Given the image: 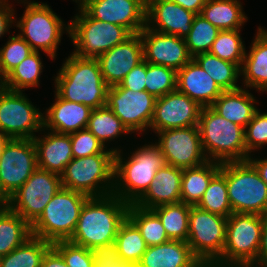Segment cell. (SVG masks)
I'll return each mask as SVG.
<instances>
[{"label": "cell", "instance_id": "4dcf8cb0", "mask_svg": "<svg viewBox=\"0 0 267 267\" xmlns=\"http://www.w3.org/2000/svg\"><path fill=\"white\" fill-rule=\"evenodd\" d=\"M31 236V225L5 203H0V255H7Z\"/></svg>", "mask_w": 267, "mask_h": 267}, {"label": "cell", "instance_id": "7bdbcfd3", "mask_svg": "<svg viewBox=\"0 0 267 267\" xmlns=\"http://www.w3.org/2000/svg\"><path fill=\"white\" fill-rule=\"evenodd\" d=\"M10 35L0 48V74L3 79L27 56L34 52L30 45L19 35Z\"/></svg>", "mask_w": 267, "mask_h": 267}, {"label": "cell", "instance_id": "836d02e7", "mask_svg": "<svg viewBox=\"0 0 267 267\" xmlns=\"http://www.w3.org/2000/svg\"><path fill=\"white\" fill-rule=\"evenodd\" d=\"M39 51H34L19 63L5 78L3 87L12 91L40 87L44 63Z\"/></svg>", "mask_w": 267, "mask_h": 267}, {"label": "cell", "instance_id": "9a60e30c", "mask_svg": "<svg viewBox=\"0 0 267 267\" xmlns=\"http://www.w3.org/2000/svg\"><path fill=\"white\" fill-rule=\"evenodd\" d=\"M156 98L147 91H132L118 85L109 87L106 106L133 135L147 134L153 117ZM139 132V133H138Z\"/></svg>", "mask_w": 267, "mask_h": 267}, {"label": "cell", "instance_id": "8d00e7d4", "mask_svg": "<svg viewBox=\"0 0 267 267\" xmlns=\"http://www.w3.org/2000/svg\"><path fill=\"white\" fill-rule=\"evenodd\" d=\"M127 217L140 230L147 246L159 245L170 240L160 218L152 209L130 204Z\"/></svg>", "mask_w": 267, "mask_h": 267}, {"label": "cell", "instance_id": "f907efd6", "mask_svg": "<svg viewBox=\"0 0 267 267\" xmlns=\"http://www.w3.org/2000/svg\"><path fill=\"white\" fill-rule=\"evenodd\" d=\"M41 267H68L62 255L51 246L44 254Z\"/></svg>", "mask_w": 267, "mask_h": 267}, {"label": "cell", "instance_id": "d6986e66", "mask_svg": "<svg viewBox=\"0 0 267 267\" xmlns=\"http://www.w3.org/2000/svg\"><path fill=\"white\" fill-rule=\"evenodd\" d=\"M144 60L154 65H162L180 70L193 57L189 54L184 38L154 31L146 26L139 32Z\"/></svg>", "mask_w": 267, "mask_h": 267}, {"label": "cell", "instance_id": "9c48e42d", "mask_svg": "<svg viewBox=\"0 0 267 267\" xmlns=\"http://www.w3.org/2000/svg\"><path fill=\"white\" fill-rule=\"evenodd\" d=\"M77 11L69 22V39L80 58L97 59L132 35L125 27L92 18L82 7Z\"/></svg>", "mask_w": 267, "mask_h": 267}, {"label": "cell", "instance_id": "1f68e13d", "mask_svg": "<svg viewBox=\"0 0 267 267\" xmlns=\"http://www.w3.org/2000/svg\"><path fill=\"white\" fill-rule=\"evenodd\" d=\"M101 143L115 153L121 151V146L111 148L109 145L112 141L118 140V137H124L128 134L132 135L121 120L107 106L92 110L90 119L86 127ZM108 143V144H107ZM107 144V145H106ZM110 146V148H108Z\"/></svg>", "mask_w": 267, "mask_h": 267}, {"label": "cell", "instance_id": "e575fe53", "mask_svg": "<svg viewBox=\"0 0 267 267\" xmlns=\"http://www.w3.org/2000/svg\"><path fill=\"white\" fill-rule=\"evenodd\" d=\"M191 205L184 202L165 204L152 210L160 218L170 240L188 241Z\"/></svg>", "mask_w": 267, "mask_h": 267}, {"label": "cell", "instance_id": "f6af8a7d", "mask_svg": "<svg viewBox=\"0 0 267 267\" xmlns=\"http://www.w3.org/2000/svg\"><path fill=\"white\" fill-rule=\"evenodd\" d=\"M245 144L249 155L267 146V113L260 109L245 127Z\"/></svg>", "mask_w": 267, "mask_h": 267}, {"label": "cell", "instance_id": "681fc988", "mask_svg": "<svg viewBox=\"0 0 267 267\" xmlns=\"http://www.w3.org/2000/svg\"><path fill=\"white\" fill-rule=\"evenodd\" d=\"M9 0L0 1V38L5 34L10 35V28L15 25L16 11Z\"/></svg>", "mask_w": 267, "mask_h": 267}, {"label": "cell", "instance_id": "30bf717a", "mask_svg": "<svg viewBox=\"0 0 267 267\" xmlns=\"http://www.w3.org/2000/svg\"><path fill=\"white\" fill-rule=\"evenodd\" d=\"M115 154H95L73 158L61 174V185L89 197L113 193Z\"/></svg>", "mask_w": 267, "mask_h": 267}, {"label": "cell", "instance_id": "d4e9b609", "mask_svg": "<svg viewBox=\"0 0 267 267\" xmlns=\"http://www.w3.org/2000/svg\"><path fill=\"white\" fill-rule=\"evenodd\" d=\"M182 169L164 164L155 174V178L145 194L135 205L153 209L155 207L181 202Z\"/></svg>", "mask_w": 267, "mask_h": 267}, {"label": "cell", "instance_id": "f546056e", "mask_svg": "<svg viewBox=\"0 0 267 267\" xmlns=\"http://www.w3.org/2000/svg\"><path fill=\"white\" fill-rule=\"evenodd\" d=\"M220 167L219 162L207 161L200 166L182 169L181 202L196 206Z\"/></svg>", "mask_w": 267, "mask_h": 267}, {"label": "cell", "instance_id": "60d3db41", "mask_svg": "<svg viewBox=\"0 0 267 267\" xmlns=\"http://www.w3.org/2000/svg\"><path fill=\"white\" fill-rule=\"evenodd\" d=\"M219 32L216 26L197 14L189 34L184 38L189 54L194 57L197 54L209 52Z\"/></svg>", "mask_w": 267, "mask_h": 267}, {"label": "cell", "instance_id": "277c9868", "mask_svg": "<svg viewBox=\"0 0 267 267\" xmlns=\"http://www.w3.org/2000/svg\"><path fill=\"white\" fill-rule=\"evenodd\" d=\"M16 1L25 7L20 19L15 18L14 27L19 29L18 34L34 51H43L49 59L55 60L63 34L70 37V23L66 22V25L46 2Z\"/></svg>", "mask_w": 267, "mask_h": 267}, {"label": "cell", "instance_id": "d6a6232c", "mask_svg": "<svg viewBox=\"0 0 267 267\" xmlns=\"http://www.w3.org/2000/svg\"><path fill=\"white\" fill-rule=\"evenodd\" d=\"M204 71L209 74L222 91H231L241 88L237 83L241 78L240 67L235 64L206 52L193 57Z\"/></svg>", "mask_w": 267, "mask_h": 267}, {"label": "cell", "instance_id": "6f0895ef", "mask_svg": "<svg viewBox=\"0 0 267 267\" xmlns=\"http://www.w3.org/2000/svg\"><path fill=\"white\" fill-rule=\"evenodd\" d=\"M3 82H4V79H3V77L0 74V87H3Z\"/></svg>", "mask_w": 267, "mask_h": 267}, {"label": "cell", "instance_id": "db71d44e", "mask_svg": "<svg viewBox=\"0 0 267 267\" xmlns=\"http://www.w3.org/2000/svg\"><path fill=\"white\" fill-rule=\"evenodd\" d=\"M179 4L184 7L186 10L191 11L193 13L200 14L201 9L205 5L206 0H169Z\"/></svg>", "mask_w": 267, "mask_h": 267}, {"label": "cell", "instance_id": "f1b7e54d", "mask_svg": "<svg viewBox=\"0 0 267 267\" xmlns=\"http://www.w3.org/2000/svg\"><path fill=\"white\" fill-rule=\"evenodd\" d=\"M240 0H206L200 15L220 31L242 29L248 17Z\"/></svg>", "mask_w": 267, "mask_h": 267}, {"label": "cell", "instance_id": "484cf974", "mask_svg": "<svg viewBox=\"0 0 267 267\" xmlns=\"http://www.w3.org/2000/svg\"><path fill=\"white\" fill-rule=\"evenodd\" d=\"M253 38L240 68L241 83L244 88L267 94V29L258 26Z\"/></svg>", "mask_w": 267, "mask_h": 267}, {"label": "cell", "instance_id": "4316f807", "mask_svg": "<svg viewBox=\"0 0 267 267\" xmlns=\"http://www.w3.org/2000/svg\"><path fill=\"white\" fill-rule=\"evenodd\" d=\"M137 267H206L185 241L169 240L148 246Z\"/></svg>", "mask_w": 267, "mask_h": 267}, {"label": "cell", "instance_id": "11a10c76", "mask_svg": "<svg viewBox=\"0 0 267 267\" xmlns=\"http://www.w3.org/2000/svg\"><path fill=\"white\" fill-rule=\"evenodd\" d=\"M9 140L8 137H6L2 131L0 130V157H1V154H2V150H3V147L4 145L6 144V142Z\"/></svg>", "mask_w": 267, "mask_h": 267}, {"label": "cell", "instance_id": "7a4b0ae2", "mask_svg": "<svg viewBox=\"0 0 267 267\" xmlns=\"http://www.w3.org/2000/svg\"><path fill=\"white\" fill-rule=\"evenodd\" d=\"M132 151L126 155L122 149L114 157L113 194L129 205L145 194L157 170L165 164L161 150L153 142Z\"/></svg>", "mask_w": 267, "mask_h": 267}, {"label": "cell", "instance_id": "5bb4252c", "mask_svg": "<svg viewBox=\"0 0 267 267\" xmlns=\"http://www.w3.org/2000/svg\"><path fill=\"white\" fill-rule=\"evenodd\" d=\"M61 188V175L37 168L4 203L32 225Z\"/></svg>", "mask_w": 267, "mask_h": 267}, {"label": "cell", "instance_id": "4fadbf2b", "mask_svg": "<svg viewBox=\"0 0 267 267\" xmlns=\"http://www.w3.org/2000/svg\"><path fill=\"white\" fill-rule=\"evenodd\" d=\"M37 168L33 139H9L0 157V203L8 200Z\"/></svg>", "mask_w": 267, "mask_h": 267}, {"label": "cell", "instance_id": "9f6ffc18", "mask_svg": "<svg viewBox=\"0 0 267 267\" xmlns=\"http://www.w3.org/2000/svg\"><path fill=\"white\" fill-rule=\"evenodd\" d=\"M75 3H77L76 5H78L77 6V8H80V7H82L84 4H86L89 0H73Z\"/></svg>", "mask_w": 267, "mask_h": 267}, {"label": "cell", "instance_id": "ab89813d", "mask_svg": "<svg viewBox=\"0 0 267 267\" xmlns=\"http://www.w3.org/2000/svg\"><path fill=\"white\" fill-rule=\"evenodd\" d=\"M241 31V29L220 31L209 53L222 60L235 63L241 68L246 52Z\"/></svg>", "mask_w": 267, "mask_h": 267}, {"label": "cell", "instance_id": "cb8c5ba5", "mask_svg": "<svg viewBox=\"0 0 267 267\" xmlns=\"http://www.w3.org/2000/svg\"><path fill=\"white\" fill-rule=\"evenodd\" d=\"M176 89L201 107H211L223 92L193 58L177 71Z\"/></svg>", "mask_w": 267, "mask_h": 267}, {"label": "cell", "instance_id": "d590c367", "mask_svg": "<svg viewBox=\"0 0 267 267\" xmlns=\"http://www.w3.org/2000/svg\"><path fill=\"white\" fill-rule=\"evenodd\" d=\"M51 246V242L32 235L19 247L2 256L0 267H41L42 258Z\"/></svg>", "mask_w": 267, "mask_h": 267}, {"label": "cell", "instance_id": "5b68a950", "mask_svg": "<svg viewBox=\"0 0 267 267\" xmlns=\"http://www.w3.org/2000/svg\"><path fill=\"white\" fill-rule=\"evenodd\" d=\"M198 128L208 161L219 163L247 161L245 128L220 116L212 107H203Z\"/></svg>", "mask_w": 267, "mask_h": 267}, {"label": "cell", "instance_id": "c3c4849f", "mask_svg": "<svg viewBox=\"0 0 267 267\" xmlns=\"http://www.w3.org/2000/svg\"><path fill=\"white\" fill-rule=\"evenodd\" d=\"M146 61L137 64L118 85L132 91H145Z\"/></svg>", "mask_w": 267, "mask_h": 267}, {"label": "cell", "instance_id": "ac0fdd59", "mask_svg": "<svg viewBox=\"0 0 267 267\" xmlns=\"http://www.w3.org/2000/svg\"><path fill=\"white\" fill-rule=\"evenodd\" d=\"M82 8L92 18L125 27L131 34L146 26V0H89Z\"/></svg>", "mask_w": 267, "mask_h": 267}, {"label": "cell", "instance_id": "680465c9", "mask_svg": "<svg viewBox=\"0 0 267 267\" xmlns=\"http://www.w3.org/2000/svg\"><path fill=\"white\" fill-rule=\"evenodd\" d=\"M247 267H267V266L252 265V266H247Z\"/></svg>", "mask_w": 267, "mask_h": 267}, {"label": "cell", "instance_id": "8fae6325", "mask_svg": "<svg viewBox=\"0 0 267 267\" xmlns=\"http://www.w3.org/2000/svg\"><path fill=\"white\" fill-rule=\"evenodd\" d=\"M227 217L191 206L187 244L206 267H211L223 253L226 243Z\"/></svg>", "mask_w": 267, "mask_h": 267}, {"label": "cell", "instance_id": "44dd1931", "mask_svg": "<svg viewBox=\"0 0 267 267\" xmlns=\"http://www.w3.org/2000/svg\"><path fill=\"white\" fill-rule=\"evenodd\" d=\"M195 16L169 0H146V27L160 33L185 38Z\"/></svg>", "mask_w": 267, "mask_h": 267}, {"label": "cell", "instance_id": "f5cc1de1", "mask_svg": "<svg viewBox=\"0 0 267 267\" xmlns=\"http://www.w3.org/2000/svg\"><path fill=\"white\" fill-rule=\"evenodd\" d=\"M255 154H251L248 157V161L255 167V169L258 171L261 179L266 183L267 185V157H261V158H254Z\"/></svg>", "mask_w": 267, "mask_h": 267}, {"label": "cell", "instance_id": "603a6c76", "mask_svg": "<svg viewBox=\"0 0 267 267\" xmlns=\"http://www.w3.org/2000/svg\"><path fill=\"white\" fill-rule=\"evenodd\" d=\"M54 103L43 112V127L70 134L85 129L93 109L82 103L66 101L54 92Z\"/></svg>", "mask_w": 267, "mask_h": 267}, {"label": "cell", "instance_id": "816d5d0a", "mask_svg": "<svg viewBox=\"0 0 267 267\" xmlns=\"http://www.w3.org/2000/svg\"><path fill=\"white\" fill-rule=\"evenodd\" d=\"M258 266H267V215L264 218L260 249L258 252Z\"/></svg>", "mask_w": 267, "mask_h": 267}, {"label": "cell", "instance_id": "b9f144b4", "mask_svg": "<svg viewBox=\"0 0 267 267\" xmlns=\"http://www.w3.org/2000/svg\"><path fill=\"white\" fill-rule=\"evenodd\" d=\"M177 88V71L162 65L146 62L145 91L155 98L162 97Z\"/></svg>", "mask_w": 267, "mask_h": 267}, {"label": "cell", "instance_id": "7c38bea8", "mask_svg": "<svg viewBox=\"0 0 267 267\" xmlns=\"http://www.w3.org/2000/svg\"><path fill=\"white\" fill-rule=\"evenodd\" d=\"M42 128V110L31 102L25 91L0 87V130L6 137L33 139Z\"/></svg>", "mask_w": 267, "mask_h": 267}, {"label": "cell", "instance_id": "bcb514c9", "mask_svg": "<svg viewBox=\"0 0 267 267\" xmlns=\"http://www.w3.org/2000/svg\"><path fill=\"white\" fill-rule=\"evenodd\" d=\"M52 246L62 255L68 267H94L91 250L69 241H57Z\"/></svg>", "mask_w": 267, "mask_h": 267}, {"label": "cell", "instance_id": "3957f363", "mask_svg": "<svg viewBox=\"0 0 267 267\" xmlns=\"http://www.w3.org/2000/svg\"><path fill=\"white\" fill-rule=\"evenodd\" d=\"M53 80L54 92L66 101L82 103L93 110L106 106L109 86L103 80L97 59L71 53Z\"/></svg>", "mask_w": 267, "mask_h": 267}, {"label": "cell", "instance_id": "ffe728a7", "mask_svg": "<svg viewBox=\"0 0 267 267\" xmlns=\"http://www.w3.org/2000/svg\"><path fill=\"white\" fill-rule=\"evenodd\" d=\"M97 60L105 83L109 87L119 85L144 60L140 34H132L124 42L100 55Z\"/></svg>", "mask_w": 267, "mask_h": 267}, {"label": "cell", "instance_id": "e0dca14e", "mask_svg": "<svg viewBox=\"0 0 267 267\" xmlns=\"http://www.w3.org/2000/svg\"><path fill=\"white\" fill-rule=\"evenodd\" d=\"M202 108L177 89L169 92L156 98L150 131L156 135L162 130L198 126Z\"/></svg>", "mask_w": 267, "mask_h": 267}, {"label": "cell", "instance_id": "ee69618b", "mask_svg": "<svg viewBox=\"0 0 267 267\" xmlns=\"http://www.w3.org/2000/svg\"><path fill=\"white\" fill-rule=\"evenodd\" d=\"M69 135L73 158H83L95 154H115L113 150L105 148L87 128Z\"/></svg>", "mask_w": 267, "mask_h": 267}, {"label": "cell", "instance_id": "f35d334b", "mask_svg": "<svg viewBox=\"0 0 267 267\" xmlns=\"http://www.w3.org/2000/svg\"><path fill=\"white\" fill-rule=\"evenodd\" d=\"M196 206L204 211L227 218L233 213L228 197L226 178L221 171L211 179L207 190Z\"/></svg>", "mask_w": 267, "mask_h": 267}, {"label": "cell", "instance_id": "7402d4cb", "mask_svg": "<svg viewBox=\"0 0 267 267\" xmlns=\"http://www.w3.org/2000/svg\"><path fill=\"white\" fill-rule=\"evenodd\" d=\"M41 132L33 138L37 150V166L61 175L73 159L70 135L44 127Z\"/></svg>", "mask_w": 267, "mask_h": 267}, {"label": "cell", "instance_id": "7dc6e473", "mask_svg": "<svg viewBox=\"0 0 267 267\" xmlns=\"http://www.w3.org/2000/svg\"><path fill=\"white\" fill-rule=\"evenodd\" d=\"M94 259V267H133L134 265L123 260L116 245L99 246L91 250Z\"/></svg>", "mask_w": 267, "mask_h": 267}, {"label": "cell", "instance_id": "8992f818", "mask_svg": "<svg viewBox=\"0 0 267 267\" xmlns=\"http://www.w3.org/2000/svg\"><path fill=\"white\" fill-rule=\"evenodd\" d=\"M264 218L257 214L232 213L227 221L222 256L211 267L258 265Z\"/></svg>", "mask_w": 267, "mask_h": 267}, {"label": "cell", "instance_id": "74e56055", "mask_svg": "<svg viewBox=\"0 0 267 267\" xmlns=\"http://www.w3.org/2000/svg\"><path fill=\"white\" fill-rule=\"evenodd\" d=\"M114 244L120 257L136 266L147 249L140 230L127 217L119 226Z\"/></svg>", "mask_w": 267, "mask_h": 267}, {"label": "cell", "instance_id": "6da1fadb", "mask_svg": "<svg viewBox=\"0 0 267 267\" xmlns=\"http://www.w3.org/2000/svg\"><path fill=\"white\" fill-rule=\"evenodd\" d=\"M129 204L113 193L89 197L81 208L76 229L69 242L89 250L113 244Z\"/></svg>", "mask_w": 267, "mask_h": 267}, {"label": "cell", "instance_id": "2e32d148", "mask_svg": "<svg viewBox=\"0 0 267 267\" xmlns=\"http://www.w3.org/2000/svg\"><path fill=\"white\" fill-rule=\"evenodd\" d=\"M156 134L158 139L154 143L161 150L165 164L187 169L208 161L202 149L198 126L167 129Z\"/></svg>", "mask_w": 267, "mask_h": 267}, {"label": "cell", "instance_id": "ba28073f", "mask_svg": "<svg viewBox=\"0 0 267 267\" xmlns=\"http://www.w3.org/2000/svg\"><path fill=\"white\" fill-rule=\"evenodd\" d=\"M233 213L267 215V185L247 161L221 163Z\"/></svg>", "mask_w": 267, "mask_h": 267}, {"label": "cell", "instance_id": "52a82bcc", "mask_svg": "<svg viewBox=\"0 0 267 267\" xmlns=\"http://www.w3.org/2000/svg\"><path fill=\"white\" fill-rule=\"evenodd\" d=\"M88 198L84 193L62 187L31 225L32 235L51 243L68 241L76 229L81 208Z\"/></svg>", "mask_w": 267, "mask_h": 267}, {"label": "cell", "instance_id": "83f0119b", "mask_svg": "<svg viewBox=\"0 0 267 267\" xmlns=\"http://www.w3.org/2000/svg\"><path fill=\"white\" fill-rule=\"evenodd\" d=\"M256 100L249 89L241 87L223 91L211 107L226 120L245 128L259 110Z\"/></svg>", "mask_w": 267, "mask_h": 267}]
</instances>
